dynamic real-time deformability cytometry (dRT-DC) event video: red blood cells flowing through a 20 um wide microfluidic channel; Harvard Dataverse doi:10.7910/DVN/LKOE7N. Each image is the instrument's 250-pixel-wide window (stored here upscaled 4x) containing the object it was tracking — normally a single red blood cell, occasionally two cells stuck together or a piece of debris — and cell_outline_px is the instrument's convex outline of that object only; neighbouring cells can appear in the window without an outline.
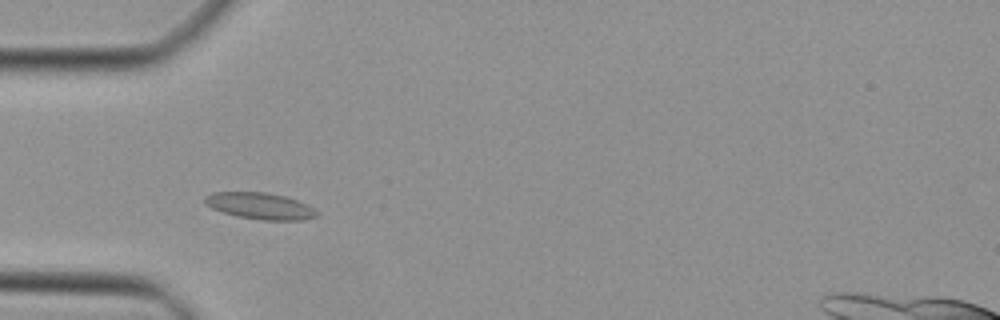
{"species": "Egyptian fruit bat (a non-hibernating species)", "species_latin": "Rousettus aegyptiacus", "temperature_condition": "cold", "stored_images_in_passage": 12, "camera_frame_rate_fps": 3000, "um_per_image_px": 0.085, "animal": {"sex": "female"}, "frame": {"image": 1, "passage_image": 7, "time_ms": 2.0, "image_size_px": [1000, 320], "cell_outline_px": [[320, 216], [304, 220], [260, 220], [236, 216], [212, 208], [204, 204], [204, 196], [212, 192], [264, 192], [284, 196], [308, 204], [320, 212]], "centroid_in_image_um": [22.14, 17.51], "position_along_channel_um": 62.9, "area_um2": 17.51}}
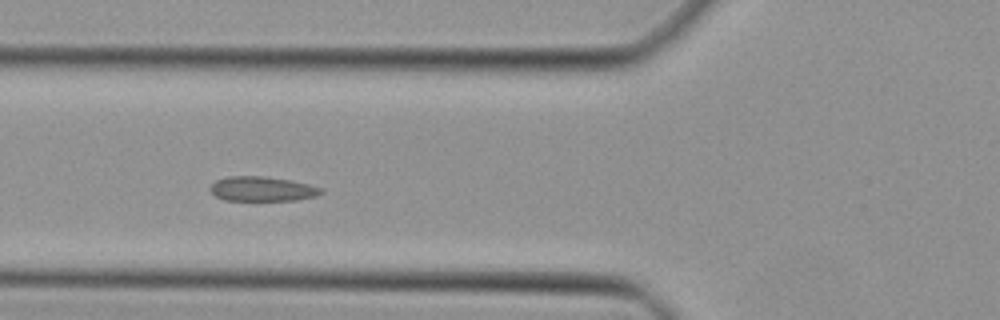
{"frame": {"image": 2, "passage_image": 10, "time_ms": 3.0, "image_size_px": [1000, 320], "cell_outline_px": [[324, 192], [316, 196], [296, 200], [224, 200], [216, 196], [208, 188], [216, 180], [228, 176], [264, 176], [292, 180], [324, 188]], "centroid_in_image_um": [22.31, 16.05], "position_along_channel_um": 103.5, "area_um2": 16.01}}